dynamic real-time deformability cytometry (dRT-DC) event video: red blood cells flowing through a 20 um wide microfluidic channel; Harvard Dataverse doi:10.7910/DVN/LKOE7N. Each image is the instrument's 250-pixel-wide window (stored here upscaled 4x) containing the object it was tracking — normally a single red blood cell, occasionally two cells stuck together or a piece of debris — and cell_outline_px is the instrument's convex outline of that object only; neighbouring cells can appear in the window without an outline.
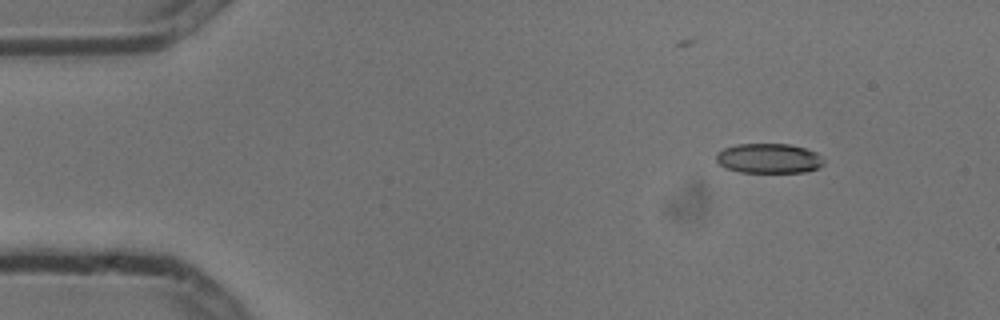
{"species": "common noctule bat (a hibernating species)", "species_latin": "Nyctalus noctula", "temperature_condition": "cold", "stored_images_in_passage": 4, "camera_frame_rate_fps": 3000, "um_per_image_px": 0.085, "animal": {"sex": "male", "body_mass_g": 13.3}, "frame": {"image": 1, "passage_image": 2, "time_ms": 0.333, "image_size_px": [1000, 320], "cell_outline_px": [[824, 164], [820, 168], [804, 172], [740, 172], [724, 168], [716, 160], [716, 152], [724, 148], [736, 144], [788, 144], [804, 148], [816, 152], [824, 160]], "centroid_in_image_um": [65.34, 13.47], "position_along_channel_um": 19.7, "area_um2": 18.79}}